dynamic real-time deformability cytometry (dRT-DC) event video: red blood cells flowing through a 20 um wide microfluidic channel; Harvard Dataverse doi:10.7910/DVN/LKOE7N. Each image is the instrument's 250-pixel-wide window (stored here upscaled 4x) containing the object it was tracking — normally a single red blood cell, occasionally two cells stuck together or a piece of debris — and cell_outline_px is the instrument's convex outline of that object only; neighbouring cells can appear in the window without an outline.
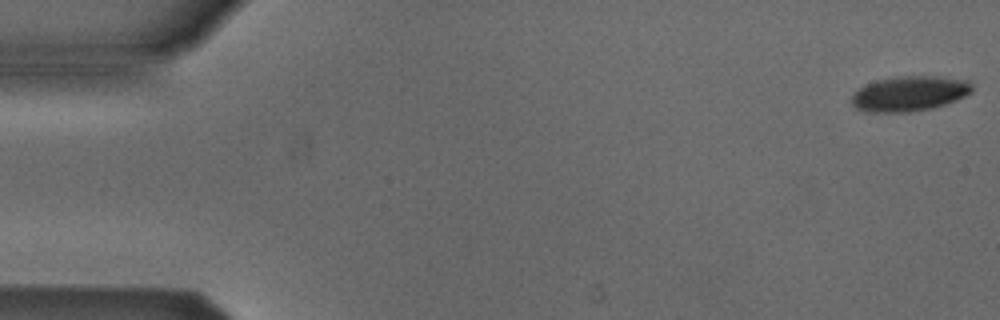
{"species": "Egyptian fruit bat (a non-hibernating species)", "species_latin": "Rousettus aegyptiacus", "temperature_condition": "cold", "stored_images_in_passage": 4, "camera_frame_rate_fps": 3000, "um_per_image_px": 0.085, "animal": {"sex": "male"}, "frame": {"image": 1, "passage_image": 1, "time_ms": 0.0, "image_size_px": [1000, 320], "cell_outline_px": [[972, 92], [956, 100], [932, 108], [908, 112], [868, 112], [856, 108], [852, 104], [852, 96], [860, 88], [876, 80], [896, 76], [932, 76], [968, 80], [972, 84]], "centroid_in_image_um": [77.31, 7.95], "position_along_channel_um": 7.7, "area_um2": 24.45}}
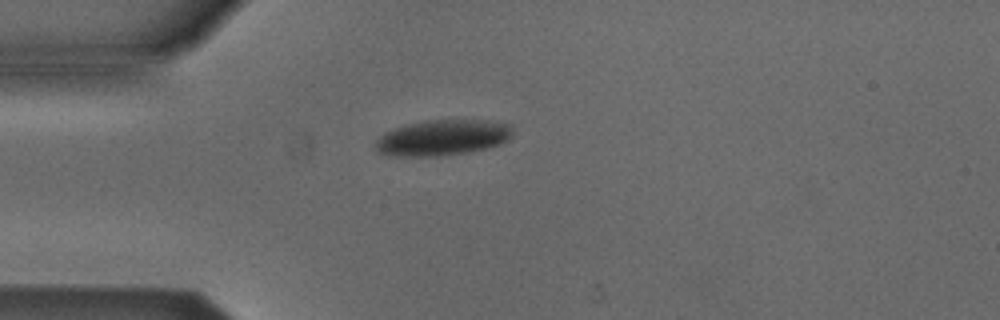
{"frame": {"image": 2, "passage_image": 4, "time_ms": 4.333, "image_size_px": [1000, 320], "cell_outline_px": [[512, 136], [508, 140], [500, 144], [488, 148], [472, 152], [440, 156], [396, 156], [380, 152], [376, 148], [376, 140], [384, 132], [408, 124], [424, 120], [488, 120], [512, 124]], "centroid_in_image_um": [37.68, 11.7], "position_along_channel_um": 47.3, "area_um2": 28.73}}